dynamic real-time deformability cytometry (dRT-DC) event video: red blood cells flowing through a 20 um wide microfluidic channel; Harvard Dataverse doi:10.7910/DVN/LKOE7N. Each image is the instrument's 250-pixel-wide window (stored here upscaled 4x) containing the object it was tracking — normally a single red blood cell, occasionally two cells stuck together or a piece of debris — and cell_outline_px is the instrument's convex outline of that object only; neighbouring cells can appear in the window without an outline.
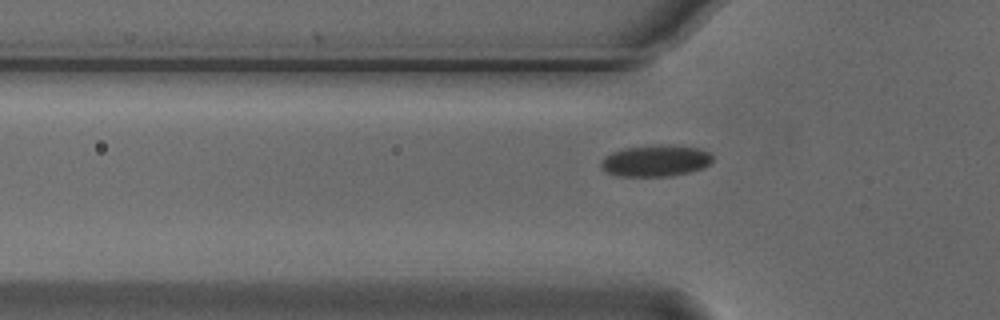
{"species": "Egyptian fruit bat (a non-hibernating species)", "species_latin": "Rousettus aegyptiacus", "temperature_condition": "cold", "stored_images_in_passage": 38, "camera_frame_rate_fps": 3000, "um_per_image_px": 0.085, "animal": {"sex": "male"}, "frame": {"image": 1, "passage_image": 6, "time_ms": 1.667, "image_size_px": [1000, 320], "cell_outline_px": [[712, 160], [704, 168], [672, 176], [616, 176], [600, 168], [600, 164], [604, 156], [612, 152], [624, 148], [660, 144], [672, 144], [700, 148], [712, 152]], "centroid_in_image_um": [55.74, 13.65], "position_along_channel_um": 70.1, "area_um2": 20.81}}
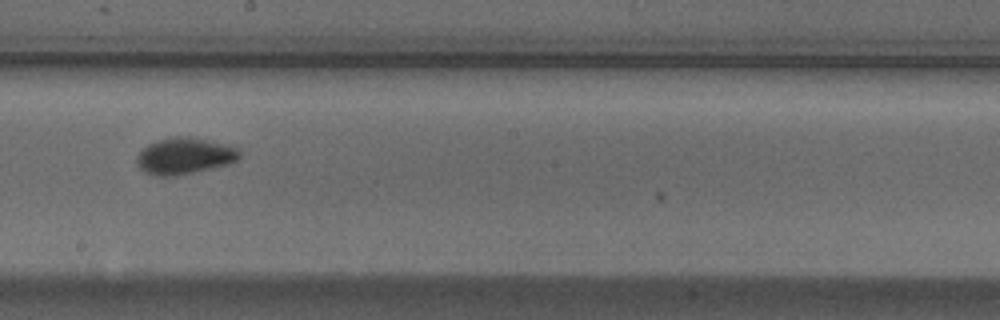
{"frame": {"image": 2, "passage_image": 19, "time_ms": 6.0, "image_size_px": [1000, 320], "cell_outline_px": [[240, 156], [236, 160], [228, 164], [176, 176], [156, 176], [144, 172], [136, 164], [136, 156], [148, 144], [156, 140], [172, 136], [192, 136], [232, 144], [240, 148]], "centroid_in_image_um": [15.71, 13.23], "position_along_channel_um": 232.5, "area_um2": 22.31}}
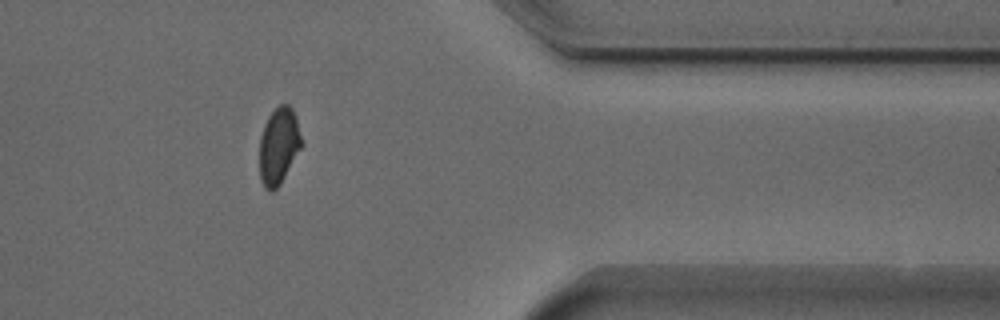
{"frame": {"image": 3, "passage_image": 33, "time_ms": 10.667, "image_size_px": [1000, 320], "cell_outline_px": [[304, 144], [280, 184], [272, 192], [264, 188], [260, 180], [260, 136], [264, 124], [268, 116], [280, 104], [288, 104], [292, 108], [296, 116]], "centroid_in_image_um": [23.71, 12.4], "position_along_channel_um": 387.7, "area_um2": 19.02}, "authors_computed_cell_mechanics": {"area_um2": 19.8543, "velocity_mm_per_s": 3.7488, "shape_relaxation_time_tau1_ms": 4.1531, "shape_relaxation_time_tau2_ms": 3.8291, "deformation_change_tau1": 0.1043, "deformation_change_tau2": 0.0489}}